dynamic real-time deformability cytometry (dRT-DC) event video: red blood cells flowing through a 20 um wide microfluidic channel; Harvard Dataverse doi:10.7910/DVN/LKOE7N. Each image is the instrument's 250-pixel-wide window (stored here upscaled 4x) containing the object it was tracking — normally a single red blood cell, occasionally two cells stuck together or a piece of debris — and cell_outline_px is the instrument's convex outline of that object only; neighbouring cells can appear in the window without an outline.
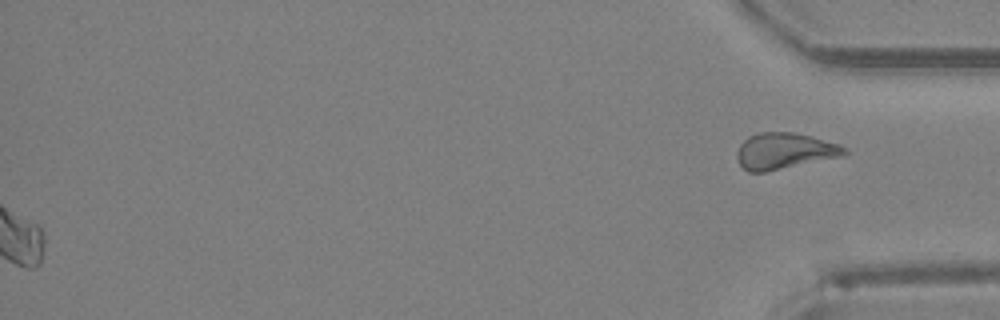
{"species": "Egyptian fruit bat (a non-hibernating species)", "species_latin": "Rousettus aegyptiacus", "temperature_condition": "room temperature", "stored_images_in_passage": 36, "segment_of_instrument_passage": [2, 2], "camera_frame_rate_fps": 3000, "um_per_image_px": 0.085, "animal": {"sex": "female"}, "frame": {"image": 1, "passage_image": 36, "time_ms": 11.667, "image_size_px": [1000, 320], "cell_outline_px": [[848, 152], [844, 156], [764, 172], [748, 172], [740, 164], [736, 156], [736, 152], [740, 144], [748, 136], [760, 132], [792, 132], [812, 136], [840, 144], [848, 148]], "centroid_in_image_um": [66.7, 12.83], "position_along_channel_um": 368.5, "area_um2": 22.83}}